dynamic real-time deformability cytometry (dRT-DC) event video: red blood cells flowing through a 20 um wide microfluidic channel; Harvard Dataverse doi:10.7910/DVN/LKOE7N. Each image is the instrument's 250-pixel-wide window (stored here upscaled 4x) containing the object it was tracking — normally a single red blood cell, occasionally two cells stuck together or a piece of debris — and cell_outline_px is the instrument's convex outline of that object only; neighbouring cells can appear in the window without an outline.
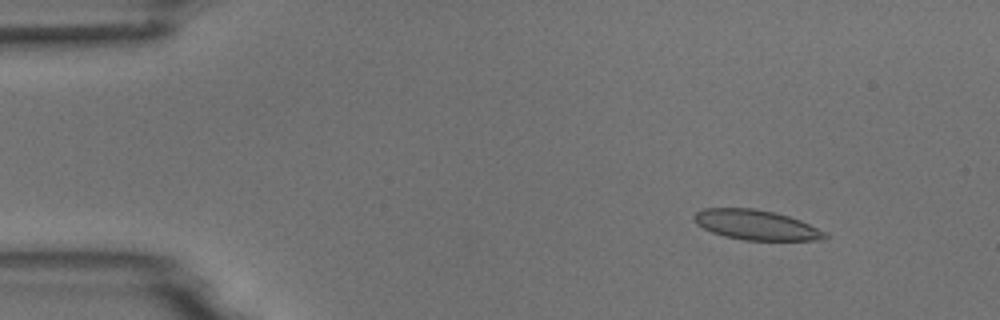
{"species": "common noctule bat (a hibernating species)", "species_latin": "Nyctalus noctula", "temperature_condition": "room temperature", "stored_images_in_passage": 4, "camera_frame_rate_fps": 3000, "um_per_image_px": 0.085, "animal": {"sex": "male", "body_mass_g": 18.8}, "frame": {"image": 1, "passage_image": 2, "time_ms": 1.0, "image_size_px": [1000, 320], "cell_outline_px": [[828, 236], [824, 240], [744, 240], [724, 236], [712, 232], [696, 224], [692, 216], [696, 212], [704, 208], [752, 208], [776, 212], [800, 220], [824, 232]], "centroid_in_image_um": [64.23, 19.11], "position_along_channel_um": 20.8, "area_um2": 22.72}}